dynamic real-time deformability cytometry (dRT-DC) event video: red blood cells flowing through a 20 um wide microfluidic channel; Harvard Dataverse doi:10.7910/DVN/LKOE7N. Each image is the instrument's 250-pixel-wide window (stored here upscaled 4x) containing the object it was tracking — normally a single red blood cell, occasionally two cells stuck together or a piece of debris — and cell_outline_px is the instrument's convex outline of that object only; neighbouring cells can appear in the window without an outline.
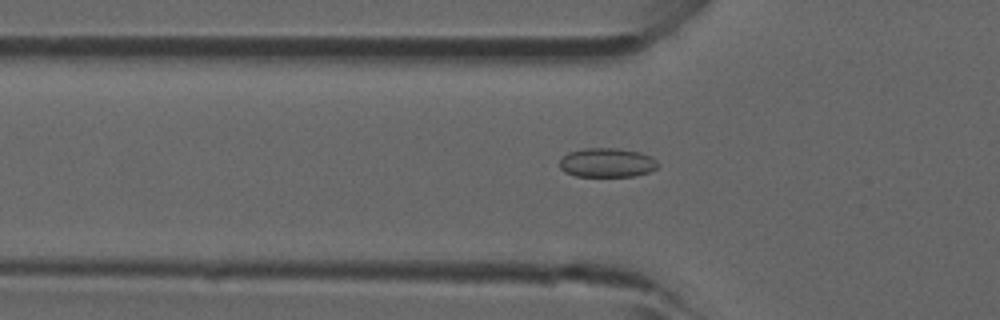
{"species": "common noctule bat (a hibernating species)", "species_latin": "Nyctalus noctula", "temperature_condition": "room temperature", "stored_images_in_passage": 47, "camera_frame_rate_fps": 3000, "um_per_image_px": 0.085, "animal": {"sex": "male", "forearm_length_mm": 52.5}, "frame": {"image": 1, "passage_image": 15, "time_ms": 4.667, "image_size_px": [1000, 320], "cell_outline_px": [[660, 164], [656, 168], [648, 172], [636, 176], [576, 176], [564, 172], [560, 168], [560, 160], [568, 152], [584, 148], [616, 148], [640, 152], [652, 156]], "centroid_in_image_um": [51.61, 13.82], "position_along_channel_um": 74.2, "area_um2": 16.82}}
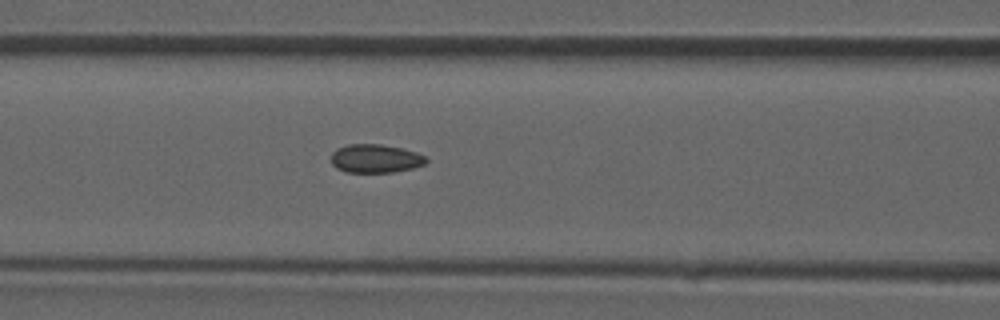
{"frame": {"image": 2, "passage_image": 19, "time_ms": 6.0, "image_size_px": [1000, 320], "cell_outline_px": [[428, 160], [424, 164], [412, 168], [392, 172], [344, 172], [336, 168], [332, 164], [332, 152], [336, 148], [348, 144], [380, 144], [400, 148], [416, 152], [428, 156]], "centroid_in_image_um": [31.9, 13.47], "position_along_channel_um": 134.7, "area_um2": 15.84}}
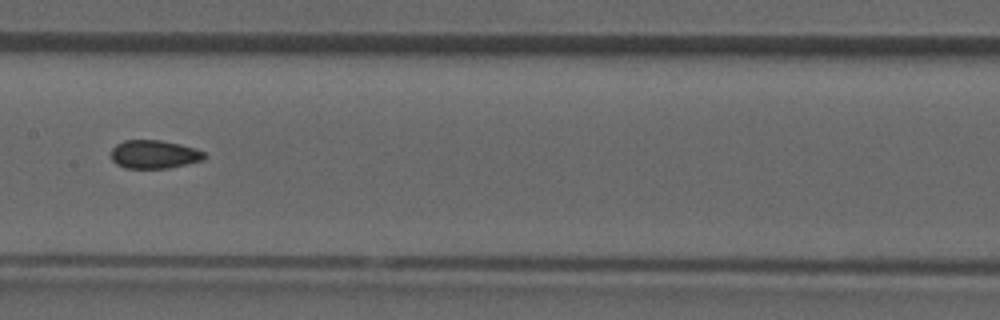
{"frame": {"image": 3, "passage_image": 23, "time_ms": 7.333, "image_size_px": [1000, 320], "cell_outline_px": [[208, 156], [204, 160], [168, 168], [124, 168], [116, 164], [112, 160], [112, 148], [116, 144], [124, 140], [160, 140], [180, 144], [196, 148], [204, 152]], "centroid_in_image_um": [13.13, 13.12], "position_along_channel_um": 194.3, "area_um2": 15.55}}